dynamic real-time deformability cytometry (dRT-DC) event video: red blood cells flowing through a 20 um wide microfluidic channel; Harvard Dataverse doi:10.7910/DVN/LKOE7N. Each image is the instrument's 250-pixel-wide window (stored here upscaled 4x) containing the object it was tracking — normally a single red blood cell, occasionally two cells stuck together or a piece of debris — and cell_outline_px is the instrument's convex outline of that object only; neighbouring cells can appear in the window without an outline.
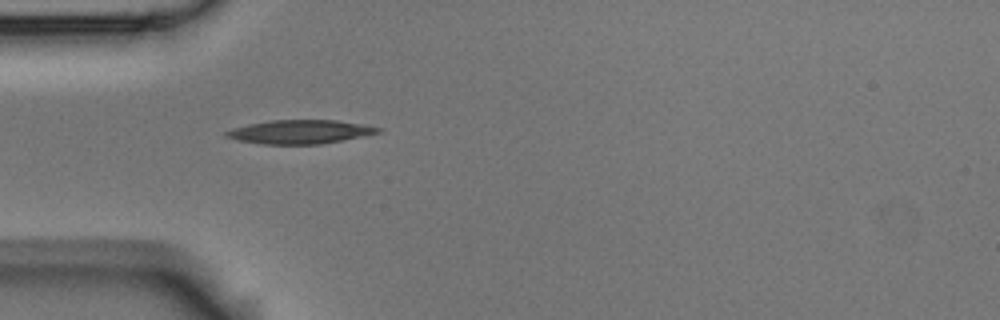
{"species": "Egyptian fruit bat (a non-hibernating species)", "species_latin": "Rousettus aegyptiacus", "temperature_condition": "room temperature", "stored_images_in_passage": 6, "camera_frame_rate_fps": 3000, "um_per_image_px": 0.085, "animal": {"sex": "male"}, "frame": {"image": 1, "passage_image": 5, "time_ms": 1.333, "image_size_px": [1000, 320], "cell_outline_px": [[384, 128], [380, 132], [320, 144], [264, 144], [240, 140], [224, 136], [224, 132], [232, 128], [248, 124], [272, 120], [336, 120], [364, 124]], "centroid_in_image_um": [25.5, 11.19], "position_along_channel_um": 59.5, "area_um2": 20.81}}
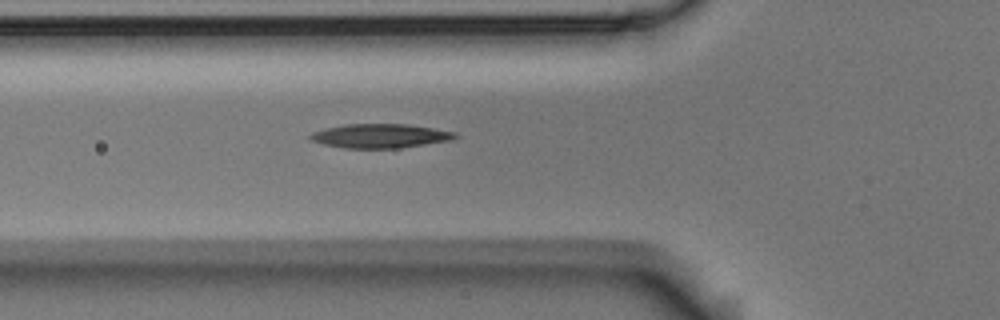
{"frame": {"image": 2, "passage_image": 6, "time_ms": 1.667, "image_size_px": [1000, 320], "cell_outline_px": [[460, 136], [452, 140], [400, 148], [344, 148], [324, 144], [308, 140], [308, 136], [312, 132], [324, 128], [344, 124], [408, 124], [456, 132]], "centroid_in_image_um": [32.3, 11.55], "position_along_channel_um": 93.5, "area_um2": 20.52}}